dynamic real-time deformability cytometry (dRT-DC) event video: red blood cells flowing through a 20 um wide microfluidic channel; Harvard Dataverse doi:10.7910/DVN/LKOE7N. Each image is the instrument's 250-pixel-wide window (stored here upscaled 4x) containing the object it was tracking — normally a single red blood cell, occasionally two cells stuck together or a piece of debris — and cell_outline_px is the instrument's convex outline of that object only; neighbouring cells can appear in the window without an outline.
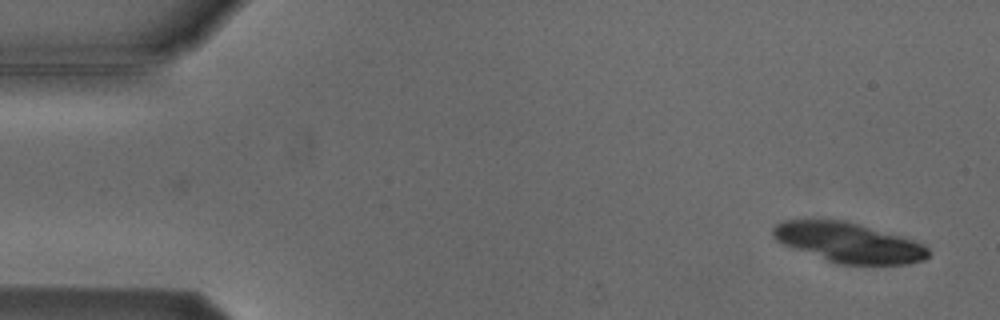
{"species": "Egyptian fruit bat (a non-hibernating species)", "species_latin": "Rousettus aegyptiacus", "temperature_condition": "cold", "stored_images_in_passage": 2, "camera_frame_rate_fps": 3000, "um_per_image_px": 0.085, "animal": {"sex": "male"}, "frame": {"image": 1, "passage_image": 2, "time_ms": 1.0, "image_size_px": [1000, 320], "cell_outline_px": [[928, 256], [924, 260], [908, 264], [836, 264], [780, 244], [772, 236], [772, 228], [776, 224], [784, 220], [844, 220], [900, 236], [924, 244], [928, 248]], "centroid_in_image_um": [72.08, 20.63], "position_along_channel_um": 12.9, "area_um2": 36.01}}